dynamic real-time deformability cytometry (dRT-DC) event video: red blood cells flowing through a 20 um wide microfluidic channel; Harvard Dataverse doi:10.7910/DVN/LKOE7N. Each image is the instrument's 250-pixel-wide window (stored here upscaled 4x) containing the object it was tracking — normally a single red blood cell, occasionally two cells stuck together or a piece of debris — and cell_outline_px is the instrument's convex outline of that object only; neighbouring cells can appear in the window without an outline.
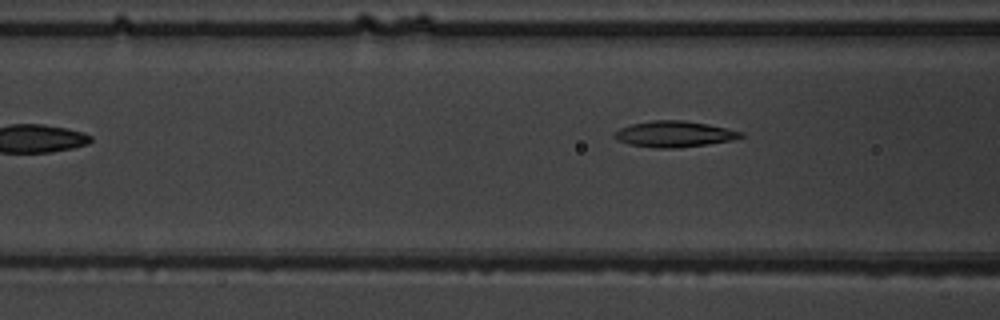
{"species": "common noctule bat (a hibernating species)", "species_latin": "Nyctalus noctula", "temperature_condition": "warm", "stored_images_in_passage": 6, "camera_frame_rate_fps": 3000, "um_per_image_px": 0.085, "animal": {"sex": "male", "body_mass_g": 19.5, "forearm_length_mm": 54.6}, "frame": {"image": 1, "passage_image": 6, "time_ms": 6.0, "image_size_px": [1000, 320], "cell_outline_px": [[744, 136], [732, 140], [708, 144], [676, 148], [656, 148], [628, 144], [612, 136], [620, 128], [632, 124], [652, 120], [684, 120], [708, 124], [744, 132]], "centroid_in_image_um": [57.33, 11.39], "position_along_channel_um": 109.3, "area_um2": 19.07}}